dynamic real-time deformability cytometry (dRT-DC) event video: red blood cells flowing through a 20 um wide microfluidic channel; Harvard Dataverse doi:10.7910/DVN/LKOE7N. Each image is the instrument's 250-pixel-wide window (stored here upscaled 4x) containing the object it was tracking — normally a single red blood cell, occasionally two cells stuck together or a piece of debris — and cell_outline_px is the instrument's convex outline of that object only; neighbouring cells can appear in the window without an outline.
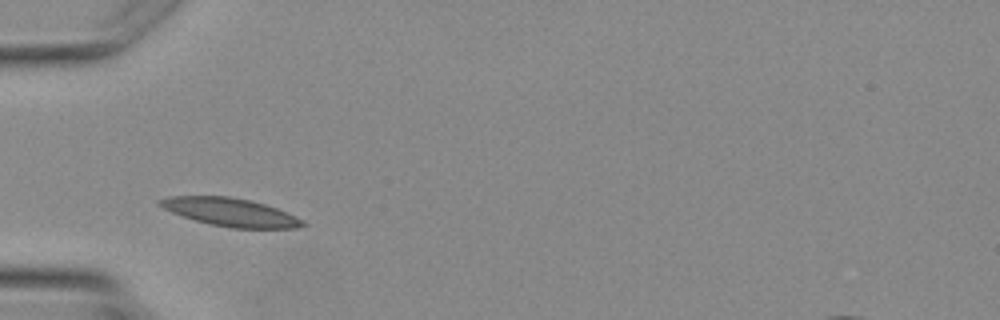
{"species": "Egyptian fruit bat (a non-hibernating species)", "species_latin": "Rousettus aegyptiacus", "temperature_condition": "warm", "stored_images_in_passage": 1, "camera_frame_rate_fps": 3000, "um_per_image_px": 0.085, "animal": {"sex": "female"}, "frame": {"image": 1, "passage_image": 1, "time_ms": 0.0, "image_size_px": [1000, 320], "cell_outline_px": [[308, 224], [296, 228], [232, 228], [212, 224], [196, 220], [172, 212], [156, 204], [156, 200], [168, 196], [228, 196], [248, 200], [264, 204], [288, 212], [304, 220]], "centroid_in_image_um": [19.6, 18.03], "position_along_channel_um": 65.4, "area_um2": 23.29}}